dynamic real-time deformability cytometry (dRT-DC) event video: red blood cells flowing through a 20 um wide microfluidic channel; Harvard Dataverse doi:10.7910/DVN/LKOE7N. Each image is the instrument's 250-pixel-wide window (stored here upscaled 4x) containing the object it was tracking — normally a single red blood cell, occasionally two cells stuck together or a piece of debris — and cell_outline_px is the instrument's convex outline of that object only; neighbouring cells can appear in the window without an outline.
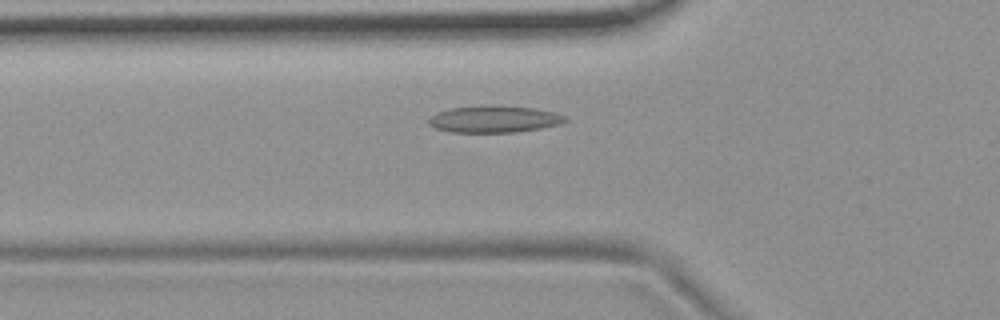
{"species": "common noctule bat (a hibernating species)", "species_latin": "Nyctalus noctula", "temperature_condition": "room temperature", "stored_images_in_passage": 34, "camera_frame_rate_fps": 3000, "um_per_image_px": 0.085, "animal": {"sex": "female", "body_mass_g": 19.9}, "frame": {"image": 1, "passage_image": 5, "time_ms": 1.333, "image_size_px": [1000, 320], "cell_outline_px": [[568, 120], [560, 124], [540, 128], [516, 132], [448, 132], [436, 128], [428, 124], [428, 116], [436, 112], [452, 108], [484, 104], [496, 104], [532, 108], [552, 112], [564, 116]], "centroid_in_image_um": [41.93, 10.11], "position_along_channel_um": 83.9, "area_um2": 21.62}}
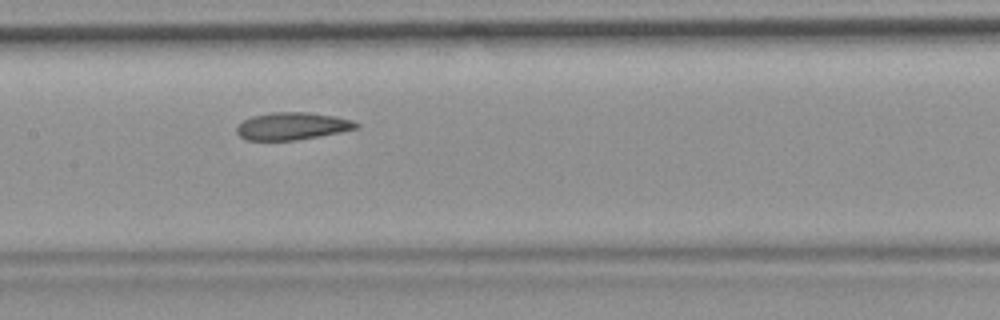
{"frame": {"image": 2, "passage_image": 13, "time_ms": 4.0, "image_size_px": [1000, 320], "cell_outline_px": [[360, 128], [340, 132], [296, 140], [244, 140], [236, 132], [236, 124], [252, 116], [272, 112], [308, 112], [336, 116], [352, 120], [360, 124]], "centroid_in_image_um": [24.83, 10.71], "position_along_channel_um": 182.6, "area_um2": 19.25}}
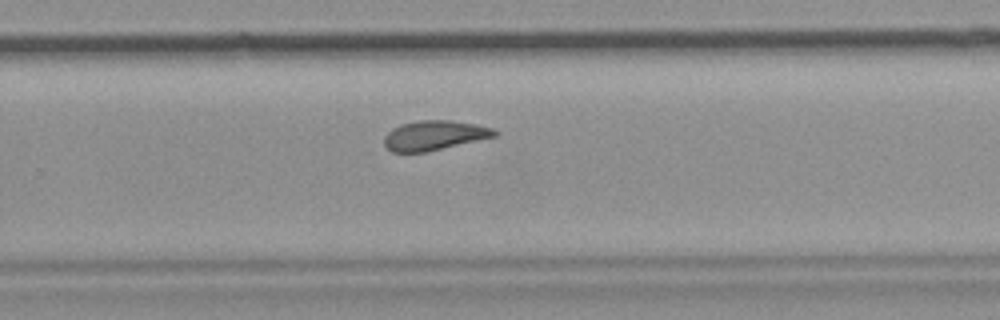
{"frame": {"image": 3, "passage_image": 22, "time_ms": 7.0, "image_size_px": [1000, 320], "cell_outline_px": [[500, 132], [496, 136], [424, 152], [392, 152], [384, 144], [384, 136], [392, 128], [400, 124], [420, 120], [452, 120], [476, 124], [492, 128]], "centroid_in_image_um": [36.91, 11.49], "position_along_channel_um": 292.9, "area_um2": 18.96}, "authors_computed_cell_mechanics": {"area_um2": 19.5364, "velocity_mm_per_s": 3.6976, "shape_relaxation_time_tau1_ms": null, "shape_relaxation_time_tau2_ms": 2.4868, "deformation_change_tau1": null, "deformation_change_tau2": 0.0844}}